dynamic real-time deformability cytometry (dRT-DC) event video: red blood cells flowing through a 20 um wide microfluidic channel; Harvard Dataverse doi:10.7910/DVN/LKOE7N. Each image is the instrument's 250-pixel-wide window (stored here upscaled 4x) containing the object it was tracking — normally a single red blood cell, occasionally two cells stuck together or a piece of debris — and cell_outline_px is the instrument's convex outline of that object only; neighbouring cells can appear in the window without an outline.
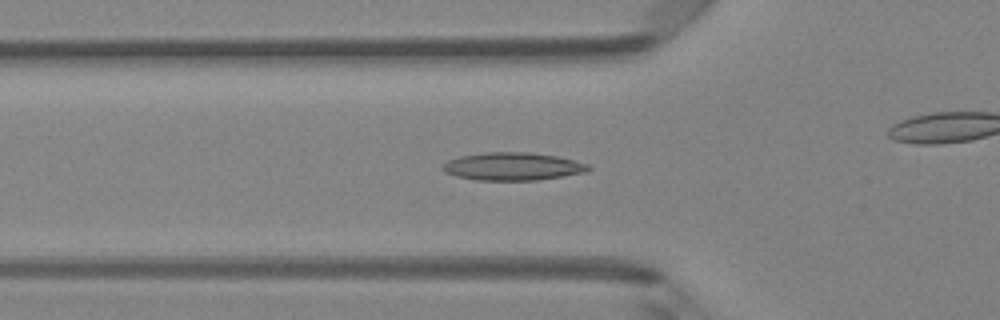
{"species": "Egyptian fruit bat (a non-hibernating species)", "species_latin": "Rousettus aegyptiacus", "temperature_condition": "room temperature", "stored_images_in_passage": 48, "camera_frame_rate_fps": 3000, "um_per_image_px": 0.085, "animal": {"sex": "female"}, "frame": {"image": 1, "passage_image": 16, "time_ms": 5.0, "image_size_px": [1000, 320], "cell_outline_px": [[592, 168], [588, 172], [564, 176], [536, 180], [476, 180], [456, 176], [444, 172], [440, 168], [448, 160], [460, 156], [484, 152], [528, 152], [556, 156], [588, 164]], "centroid_in_image_um": [43.57, 14.15], "position_along_channel_um": 82.2, "area_um2": 23.7}}
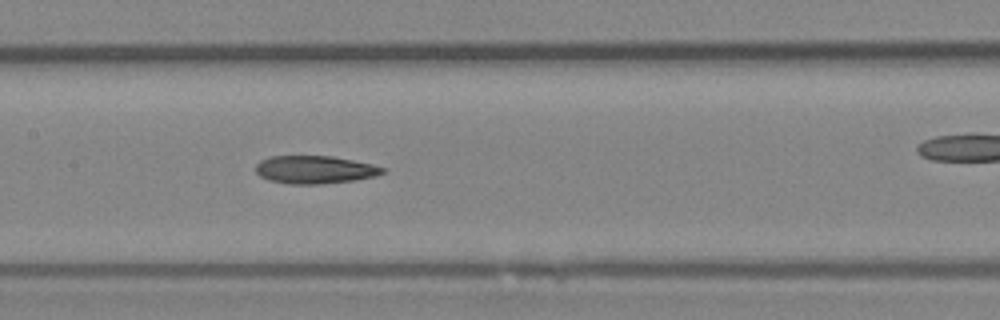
{"frame": {"image": 2, "passage_image": 23, "time_ms": 7.333, "image_size_px": [1000, 320], "cell_outline_px": [[384, 172], [376, 176], [356, 180], [320, 184], [288, 184], [268, 180], [260, 176], [256, 172], [256, 164], [260, 160], [268, 156], [332, 156], [372, 164], [384, 168]], "centroid_in_image_um": [26.73, 14.42], "position_along_channel_um": 180.7, "area_um2": 20.69}}
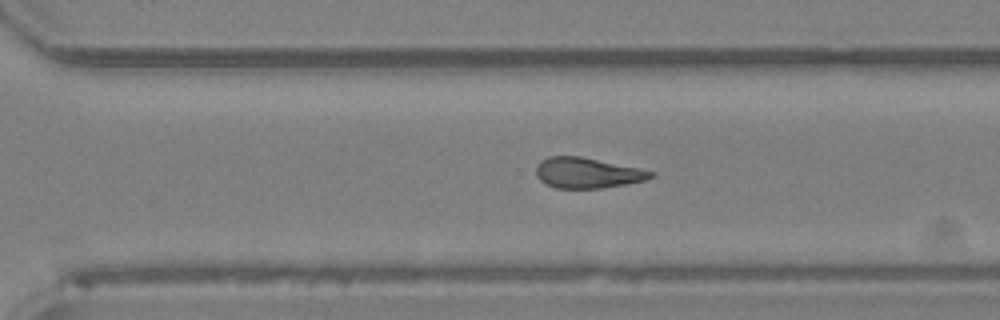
{"frame": {"image": 3, "passage_image": 33, "time_ms": 10.667, "image_size_px": [1000, 320], "cell_outline_px": [[656, 176], [644, 180], [624, 184], [600, 188], [556, 188], [540, 180], [536, 176], [536, 164], [540, 160], [548, 156], [580, 156], [636, 168], [652, 172]], "centroid_in_image_um": [49.85, 14.69], "position_along_channel_um": 320.8, "area_um2": 20.06}, "authors_computed_cell_mechanics": {"area_um2": 21.097, "velocity_mm_per_s": 4.2182, "shape_relaxation_time_tau1_ms": null, "shape_relaxation_time_tau2_ms": 6.4764, "deformation_change_tau1": null, "deformation_change_tau2": 0.1758}}